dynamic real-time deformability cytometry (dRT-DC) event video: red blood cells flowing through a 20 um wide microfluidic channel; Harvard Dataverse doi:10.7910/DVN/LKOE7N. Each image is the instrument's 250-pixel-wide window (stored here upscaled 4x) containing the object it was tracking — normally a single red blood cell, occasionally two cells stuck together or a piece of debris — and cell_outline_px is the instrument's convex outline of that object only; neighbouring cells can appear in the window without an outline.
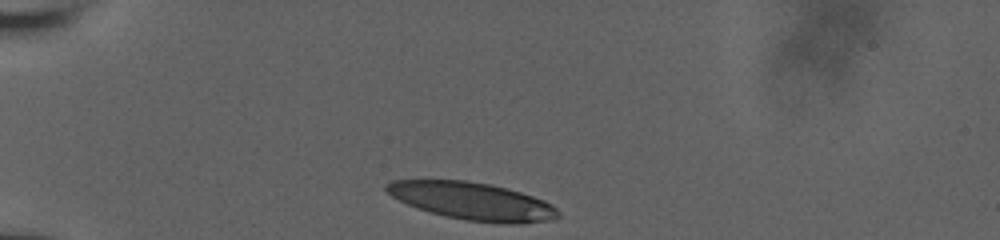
{"species": "human", "species_latin": "Homo sapiens", "temperature_condition": "room temperature", "stored_images_in_passage": 33, "camera_frame_rate_fps": 3000, "um_per_image_px": 0.085, "donor": {"sex": "male"}, "frame": {"image": 1, "passage_image": 1, "time_ms": 0.0, "image_size_px": [1000, 240], "cell_outline_px": [[560, 216], [552, 220], [524, 224], [508, 224], [464, 220], [432, 212], [408, 204], [392, 196], [384, 188], [384, 184], [392, 180], [468, 180], [488, 184], [520, 192], [544, 200], [552, 204], [560, 212]], "centroid_in_image_um": [40.19, 17.1], "position_along_channel_um": 44.8, "area_um2": 37.4}}
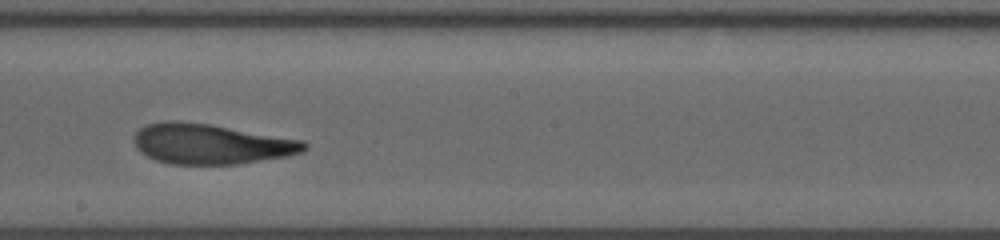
{"frame": {"image": 2, "passage_image": 19, "time_ms": 6.0, "image_size_px": [1000, 240], "cell_outline_px": [[308, 148], [300, 152], [288, 156], [240, 164], [168, 164], [156, 160], [140, 152], [136, 148], [132, 140], [132, 136], [140, 128], [148, 124], [164, 120], [172, 120], [208, 124], [304, 140], [308, 144]], "centroid_in_image_um": [17.91, 12.24], "position_along_channel_um": 230.3, "area_um2": 40.06}}
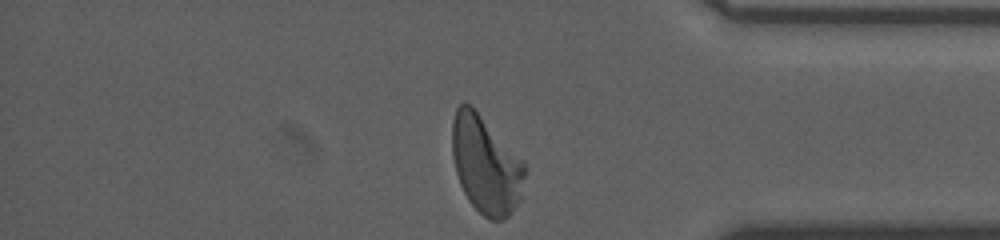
{"frame": {"image": 3, "passage_image": 33, "time_ms": 10.667, "image_size_px": [1000, 240], "cell_outline_px": [[528, 168], [520, 200], [512, 212], [504, 220], [488, 220], [468, 200], [460, 184], [456, 172], [452, 156], [452, 120], [456, 108], [464, 100], [472, 104], [524, 160]], "centroid_in_image_um": [41.32, 13.97], "position_along_channel_um": 393.9, "area_um2": 42.25}, "authors_computed_cell_mechanics": {"area_um2": 39.6508, "velocity_mm_per_s": 3.8056, "shape_relaxation_time_tau1_ms": 5.6175, "shape_relaxation_time_tau2_ms": 1.5074, "deformation_change_tau1": 0.2231, "deformation_change_tau2": 0.1034}}